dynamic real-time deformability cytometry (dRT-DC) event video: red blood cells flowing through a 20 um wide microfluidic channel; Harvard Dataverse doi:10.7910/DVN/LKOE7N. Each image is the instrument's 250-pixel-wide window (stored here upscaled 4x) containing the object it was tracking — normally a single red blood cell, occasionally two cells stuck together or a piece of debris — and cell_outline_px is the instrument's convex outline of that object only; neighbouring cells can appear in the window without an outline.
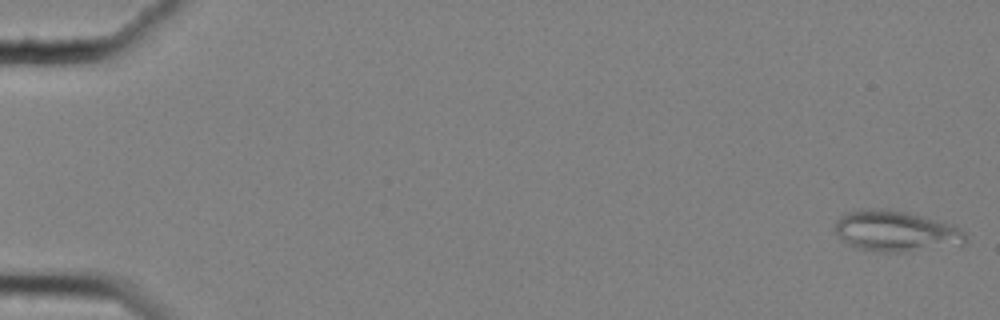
{"species": "common noctule bat (a hibernating species)", "species_latin": "Nyctalus noctula", "temperature_condition": "cold", "stored_images_in_passage": 5, "camera_frame_rate_fps": 3000, "um_per_image_px": 0.085, "animal": {"sex": "female", "body_mass_g": 25.1}, "frame": {"image": 1, "passage_image": 1, "time_ms": 0.0, "image_size_px": [1000, 320], "cell_outline_px": [[964, 240], [960, 244], [904, 252], [884, 252], [860, 248], [848, 244], [832, 228], [836, 220], [844, 212], [864, 208], [888, 208], [908, 212], [956, 224], [964, 232]], "centroid_in_image_um": [76.11, 19.6], "position_along_channel_um": 8.9, "area_um2": 31.21}}